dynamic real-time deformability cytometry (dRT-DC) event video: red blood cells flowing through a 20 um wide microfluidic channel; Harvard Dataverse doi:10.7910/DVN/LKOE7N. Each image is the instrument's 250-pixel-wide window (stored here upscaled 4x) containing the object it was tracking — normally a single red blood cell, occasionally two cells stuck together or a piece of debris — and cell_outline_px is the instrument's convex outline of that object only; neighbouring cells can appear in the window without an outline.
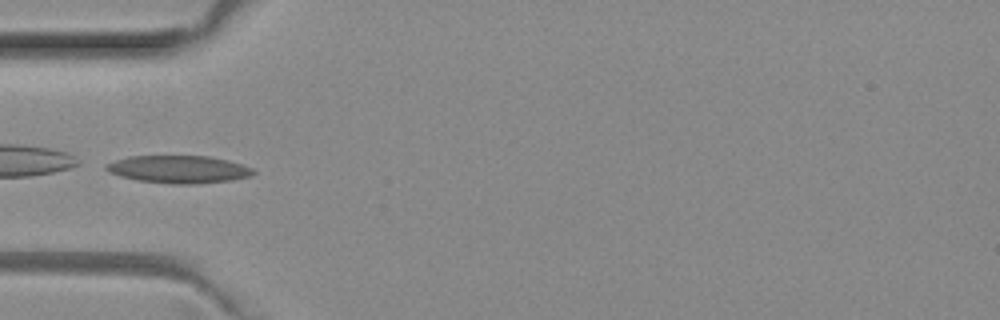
{"species": "common noctule bat (a hibernating species)", "species_latin": "Nyctalus noctula", "temperature_condition": "room temperature", "stored_images_in_passage": 5, "camera_frame_rate_fps": 3000, "um_per_image_px": 0.085, "animal": {"sex": "female", "body_mass_g": 29.2, "forearm_length_mm": 56.3}, "frame": {"image": 1, "passage_image": 4, "time_ms": 1.0, "image_size_px": [1000, 320], "cell_outline_px": [[256, 172], [252, 176], [232, 180], [192, 184], [172, 184], [136, 180], [120, 176], [108, 172], [104, 168], [104, 164], [128, 156], [208, 156], [228, 160], [252, 168]], "centroid_in_image_um": [15.16, 14.39], "position_along_channel_um": 69.8, "area_um2": 23.76}}
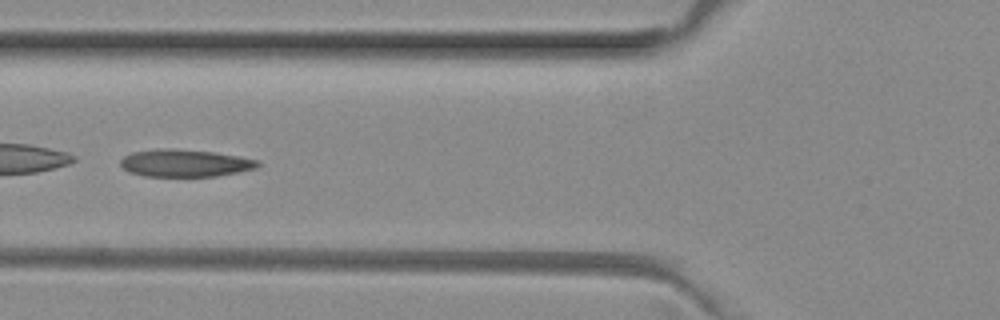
{"frame": {"image": 2, "passage_image": 5, "time_ms": 1.333, "image_size_px": [1000, 320], "cell_outline_px": [[260, 164], [256, 168], [216, 176], [144, 176], [128, 172], [120, 164], [120, 160], [124, 156], [132, 152], [156, 148], [176, 148], [216, 152], [240, 156], [260, 160]], "centroid_in_image_um": [15.71, 13.84], "position_along_channel_um": 110.1, "area_um2": 22.14}}